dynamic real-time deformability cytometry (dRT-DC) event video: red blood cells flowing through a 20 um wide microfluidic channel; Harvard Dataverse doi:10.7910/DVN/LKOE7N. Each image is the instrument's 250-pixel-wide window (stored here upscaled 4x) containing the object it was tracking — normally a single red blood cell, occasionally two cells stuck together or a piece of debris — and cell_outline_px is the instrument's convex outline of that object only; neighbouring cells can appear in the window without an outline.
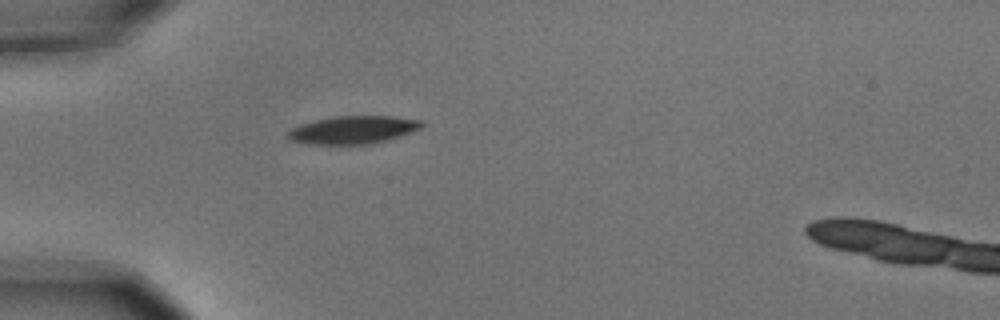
{"species": "common noctule bat (a hibernating species)", "species_latin": "Nyctalus noctula", "temperature_condition": "cold", "stored_images_in_passage": 2, "camera_frame_rate_fps": 3000, "um_per_image_px": 0.085, "animal": {"sex": "male", "body_mass_g": 15.6}, "frame": {"image": 1, "passage_image": 1, "time_ms": 0.0, "image_size_px": [1000, 320], "cell_outline_px": [[424, 124], [420, 128], [400, 136], [388, 140], [372, 144], [308, 144], [288, 140], [288, 132], [292, 128], [300, 124], [332, 116], [392, 116], [420, 120]], "centroid_in_image_um": [29.99, 11.04], "position_along_channel_um": 55.0, "area_um2": 21.73}}